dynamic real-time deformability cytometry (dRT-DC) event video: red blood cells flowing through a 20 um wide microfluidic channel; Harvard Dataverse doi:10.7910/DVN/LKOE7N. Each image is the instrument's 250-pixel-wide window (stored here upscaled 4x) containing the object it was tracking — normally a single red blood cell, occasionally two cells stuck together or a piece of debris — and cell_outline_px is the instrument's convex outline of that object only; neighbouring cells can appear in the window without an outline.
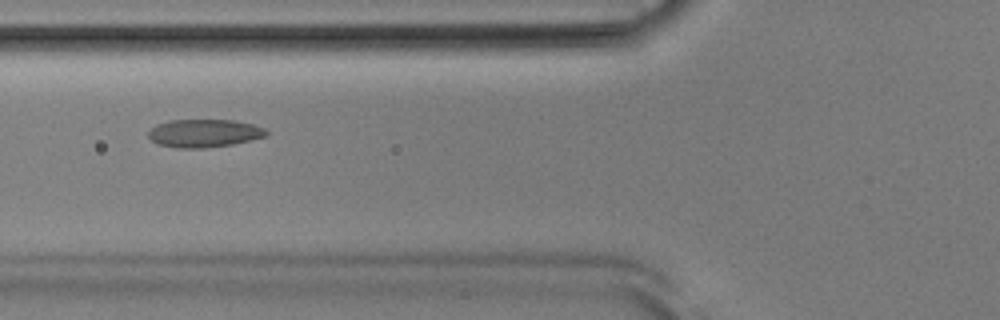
{"species": "Egyptian fruit bat (a non-hibernating species)", "species_latin": "Rousettus aegyptiacus", "temperature_condition": "room temperature", "stored_images_in_passage": 38, "camera_frame_rate_fps": 3000, "um_per_image_px": 0.085, "animal": {"sex": "male"}, "frame": {"image": 1, "passage_image": 6, "time_ms": 1.667, "image_size_px": [1000, 320], "cell_outline_px": [[268, 132], [264, 136], [232, 144], [200, 148], [176, 148], [160, 144], [152, 140], [148, 136], [148, 132], [156, 124], [168, 120], [232, 120], [252, 124], [264, 128]], "centroid_in_image_um": [17.31, 11.31], "position_along_channel_um": 108.5, "area_um2": 18.96}}
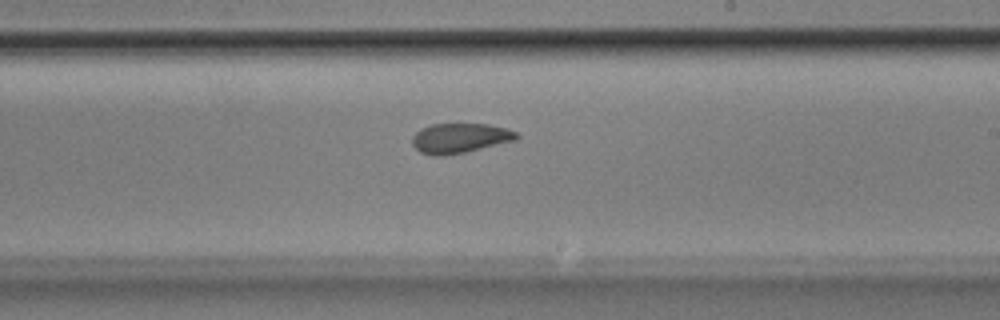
{"frame": {"image": 2, "passage_image": 17, "time_ms": 5.333, "image_size_px": [1000, 320], "cell_outline_px": [[520, 136], [516, 140], [464, 152], [444, 156], [432, 156], [420, 152], [412, 144], [412, 136], [420, 128], [432, 124], [488, 124], [504, 128], [516, 132]], "centroid_in_image_um": [39.05, 11.74], "position_along_channel_um": 249.9, "area_um2": 18.09}}
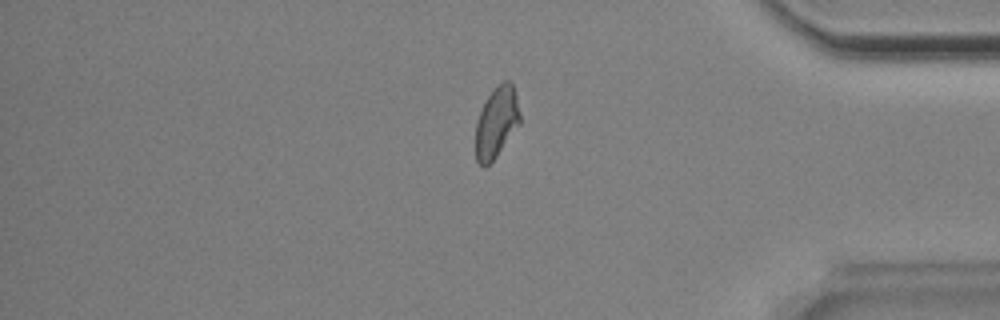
{"frame": {"image": 3, "passage_image": 30, "time_ms": 9.667, "image_size_px": [1000, 320], "cell_outline_px": [[520, 124], [496, 156], [484, 168], [476, 160], [476, 124], [480, 112], [488, 96], [504, 80], [508, 80], [512, 84], [516, 96], [520, 112]], "centroid_in_image_um": [42.21, 10.41], "position_along_channel_um": 393.0, "area_um2": 17.92}, "authors_computed_cell_mechanics": {"area_um2": 18.7272, "velocity_mm_per_s": 3.8627, "shape_relaxation_time_tau1_ms": 3.6728, "shape_relaxation_time_tau2_ms": 2.0288, "deformation_change_tau1": 0.126, "deformation_change_tau2": 0.082}}